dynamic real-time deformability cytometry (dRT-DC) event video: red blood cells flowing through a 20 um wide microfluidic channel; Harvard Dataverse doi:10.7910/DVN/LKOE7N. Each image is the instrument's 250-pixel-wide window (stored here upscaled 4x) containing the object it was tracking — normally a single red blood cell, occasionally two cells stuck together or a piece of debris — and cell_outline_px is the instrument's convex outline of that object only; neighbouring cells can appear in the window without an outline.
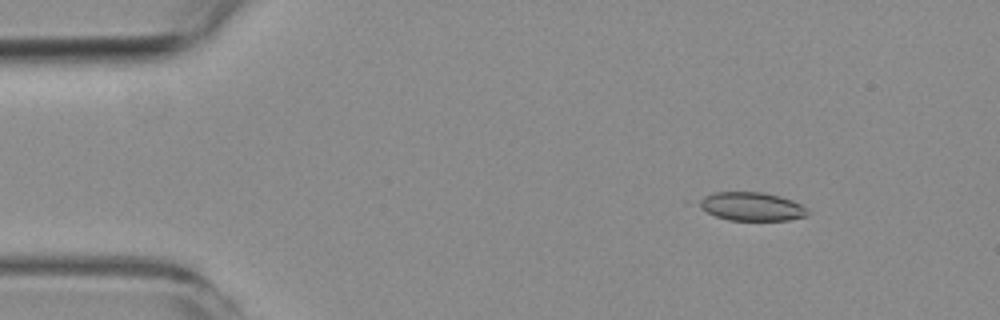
{"species": "common noctule bat (a hibernating species)", "species_latin": "Nyctalus noctula", "temperature_condition": "room temperature", "stored_images_in_passage": 7, "camera_frame_rate_fps": 3000, "um_per_image_px": 0.085, "animal": {"sex": "female", "body_mass_g": 19.3, "forearm_length_mm": 54.1}, "frame": {"image": 1, "passage_image": 2, "time_ms": 1.333, "image_size_px": [1000, 320], "cell_outline_px": [[808, 216], [788, 220], [728, 220], [716, 216], [700, 208], [696, 200], [704, 196], [716, 192], [764, 192], [780, 196], [792, 200], [800, 204], [808, 212]], "centroid_in_image_um": [63.86, 17.55], "position_along_channel_um": 21.1, "area_um2": 18.03}}
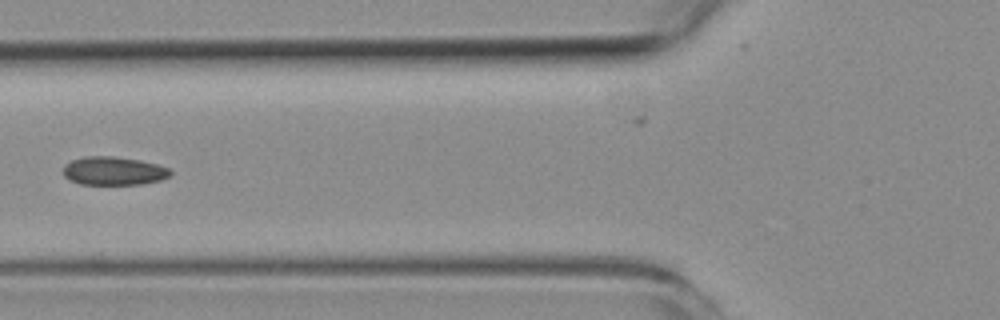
{"frame": {"image": 2, "passage_image": 6, "time_ms": 6.0, "image_size_px": [1000, 320], "cell_outline_px": [[172, 176], [160, 180], [140, 184], [80, 184], [68, 180], [64, 176], [64, 164], [72, 160], [84, 156], [112, 156], [140, 160], [156, 164], [168, 168], [172, 172]], "centroid_in_image_um": [9.65, 14.53], "position_along_channel_um": 116.2, "area_um2": 17.8}}
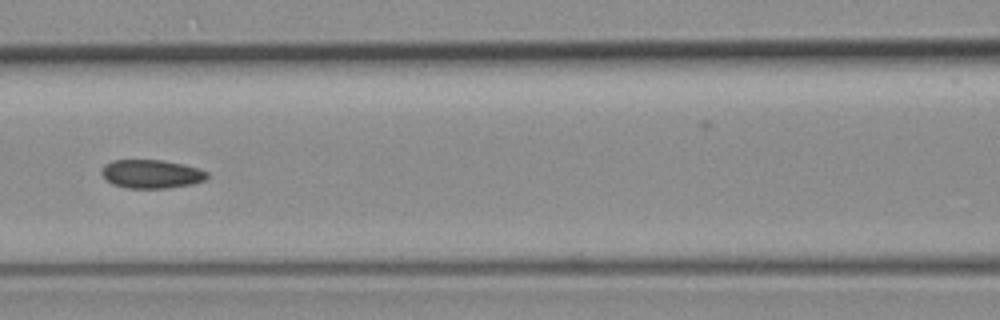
{"frame": {"image": 3, "passage_image": 7, "time_ms": 7.0, "image_size_px": [1000, 320], "cell_outline_px": [[208, 176], [204, 180], [192, 184], [168, 188], [124, 188], [112, 184], [100, 172], [104, 164], [112, 160], [160, 160], [184, 164], [208, 172]], "centroid_in_image_um": [12.85, 14.79], "position_along_channel_um": 153.8, "area_um2": 17.57}}